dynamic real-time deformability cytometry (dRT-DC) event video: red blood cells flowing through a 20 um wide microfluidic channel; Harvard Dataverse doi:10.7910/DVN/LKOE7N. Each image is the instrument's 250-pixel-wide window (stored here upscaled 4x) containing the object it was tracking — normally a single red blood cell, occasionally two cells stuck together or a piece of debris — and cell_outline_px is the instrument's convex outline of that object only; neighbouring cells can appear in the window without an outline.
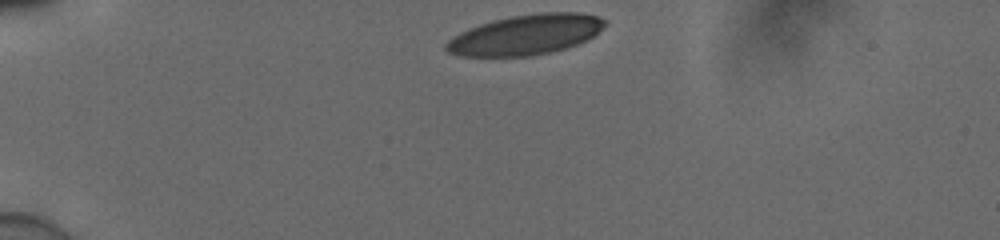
{"species": "human", "species_latin": "Homo sapiens", "temperature_condition": "cold", "stored_images_in_passage": 31, "camera_frame_rate_fps": 3000, "um_per_image_px": 0.085, "donor": {"sex": "male"}, "frame": {"image": 1, "passage_image": 1, "time_ms": 0.0, "image_size_px": [1000, 240], "cell_outline_px": [[608, 24], [588, 40], [564, 48], [548, 52], [528, 56], [464, 56], [448, 52], [444, 48], [444, 44], [452, 36], [468, 28], [492, 20], [512, 16], [540, 12], [580, 12], [600, 16], [608, 20]], "centroid_in_image_um": [44.71, 2.93], "position_along_channel_um": 40.3, "area_um2": 37.28}}
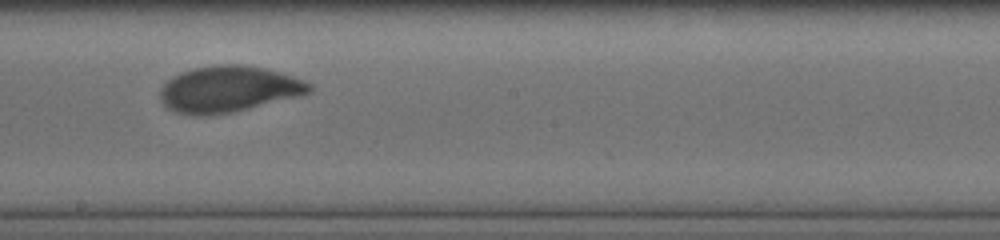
{"frame": {"image": 2, "passage_image": 18, "time_ms": 5.667, "image_size_px": [1000, 240], "cell_outline_px": [[312, 88], [308, 92], [296, 96], [232, 112], [200, 116], [176, 112], [168, 108], [160, 100], [160, 88], [172, 76], [180, 72], [196, 68], [216, 64], [240, 64], [280, 72], [304, 80], [312, 84]], "centroid_in_image_um": [19.37, 7.57], "position_along_channel_um": 228.8, "area_um2": 39.65}}
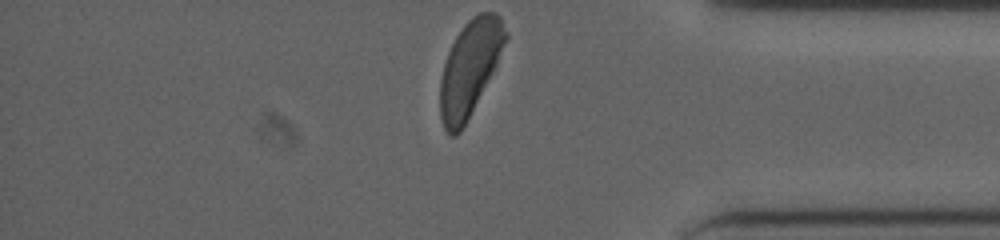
{"frame": {"image": 3, "passage_image": 31, "time_ms": 10.0, "image_size_px": [1000, 240], "cell_outline_px": [[508, 36], [496, 64], [492, 72], [460, 132], [456, 136], [448, 136], [444, 128], [440, 116], [440, 80], [444, 64], [448, 52], [456, 36], [464, 24], [472, 16], [480, 12], [496, 12], [500, 16], [508, 32]], "centroid_in_image_um": [39.92, 5.76], "position_along_channel_um": 395.3, "area_um2": 35.78}, "authors_computed_cell_mechanics": {"area_um2": 39.1884, "velocity_mm_per_s": 3.8861, "shape_relaxation_time_tau1_ms": 2.9233, "shape_relaxation_time_tau2_ms": null, "deformation_change_tau1": 0.1571, "deformation_change_tau2": null}}